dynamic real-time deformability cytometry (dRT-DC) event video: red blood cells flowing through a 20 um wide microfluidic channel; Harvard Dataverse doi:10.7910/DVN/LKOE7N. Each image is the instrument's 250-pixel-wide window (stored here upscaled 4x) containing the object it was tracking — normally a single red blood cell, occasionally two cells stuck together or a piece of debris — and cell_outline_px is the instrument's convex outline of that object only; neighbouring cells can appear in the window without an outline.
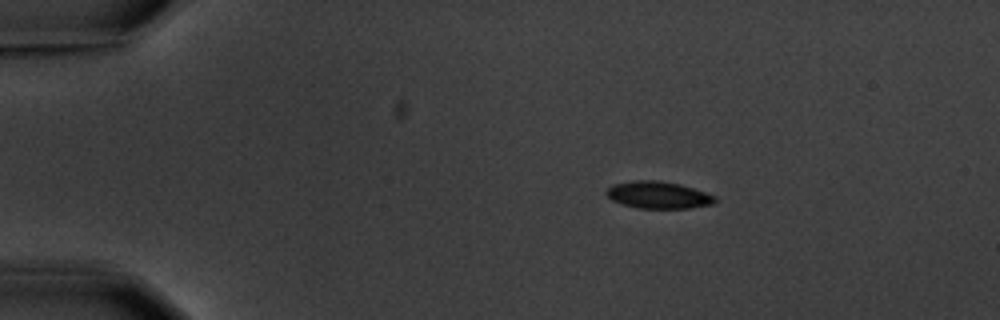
{"species": "common noctule bat (a hibernating species)", "species_latin": "Nyctalus noctula", "temperature_condition": "warm", "stored_images_in_passage": 4, "camera_frame_rate_fps": 3000, "um_per_image_px": 0.085, "animal": {"sex": "male", "body_mass_g": 20.1, "forearm_length_mm": 53.5}, "frame": {"image": 1, "passage_image": 2, "time_ms": 2.333, "image_size_px": [1000, 320], "cell_outline_px": [[716, 200], [712, 204], [688, 208], [636, 208], [612, 200], [604, 192], [612, 184], [632, 180], [660, 180], [680, 184], [716, 196]], "centroid_in_image_um": [55.92, 16.56], "position_along_channel_um": 29.1, "area_um2": 17.11}}